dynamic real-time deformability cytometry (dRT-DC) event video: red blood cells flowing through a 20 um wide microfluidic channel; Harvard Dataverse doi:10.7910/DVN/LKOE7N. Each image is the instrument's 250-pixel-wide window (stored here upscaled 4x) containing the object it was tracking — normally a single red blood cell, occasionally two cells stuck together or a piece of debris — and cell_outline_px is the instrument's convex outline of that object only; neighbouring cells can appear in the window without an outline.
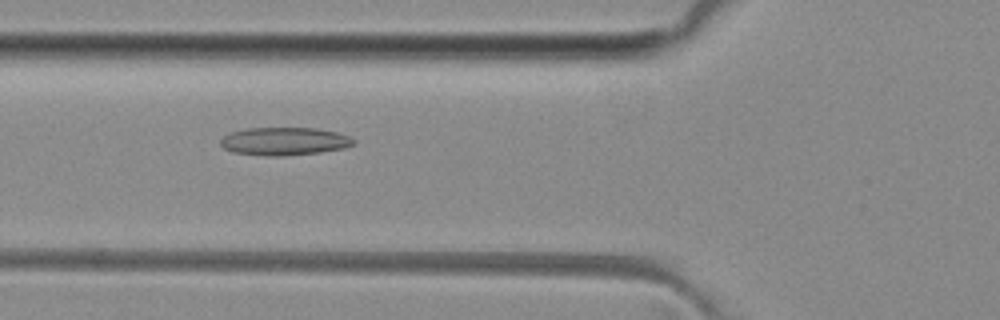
{"species": "common noctule bat (a hibernating species)", "species_latin": "Nyctalus noctula", "temperature_condition": "room temperature", "stored_images_in_passage": 39, "camera_frame_rate_fps": 3000, "um_per_image_px": 0.085, "animal": {"sex": "female", "body_mass_g": 29.2, "forearm_length_mm": 56.3}, "frame": {"image": 1, "passage_image": 7, "time_ms": 2.0, "image_size_px": [1000, 320], "cell_outline_px": [[356, 144], [344, 148], [320, 152], [284, 156], [268, 156], [232, 152], [224, 148], [220, 144], [220, 140], [228, 132], [244, 128], [316, 128], [336, 132], [348, 136], [356, 140]], "centroid_in_image_um": [24.15, 12.0], "position_along_channel_um": 101.6, "area_um2": 21.85}}
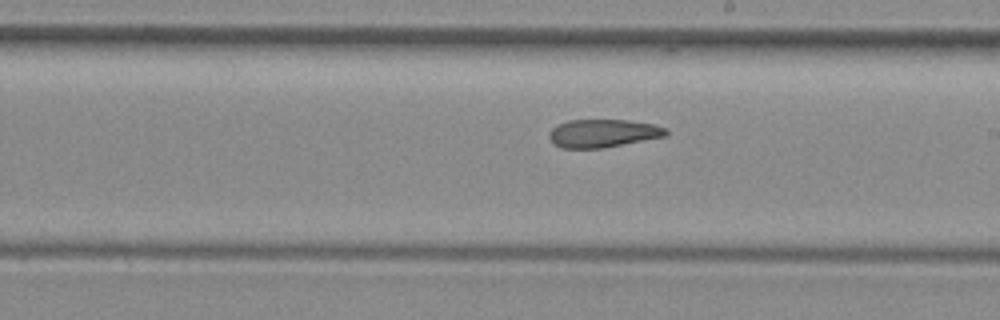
{"frame": {"image": 2, "passage_image": 17, "time_ms": 5.333, "image_size_px": [1000, 320], "cell_outline_px": [[668, 136], [600, 148], [560, 148], [552, 144], [548, 136], [548, 132], [556, 124], [568, 120], [628, 120], [652, 124], [668, 128]], "centroid_in_image_um": [51.22, 11.33], "position_along_channel_um": 237.8, "area_um2": 19.31}}
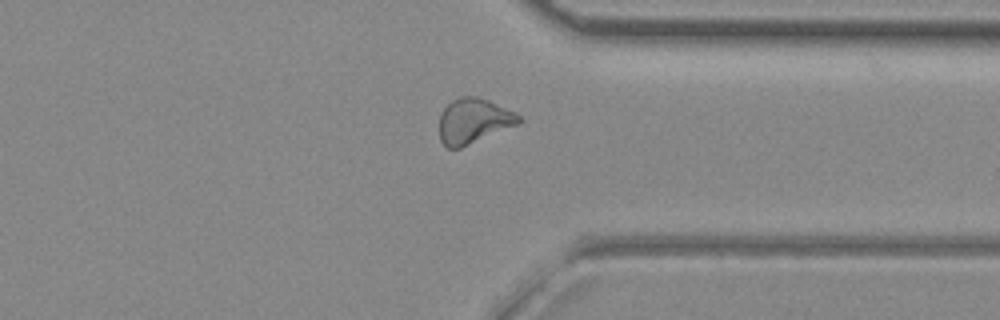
{"frame": {"image": 3, "passage_image": 27, "time_ms": 8.667, "image_size_px": [1000, 320], "cell_outline_px": [[524, 120], [520, 124], [460, 148], [448, 148], [440, 140], [440, 116], [444, 108], [452, 100], [460, 96], [476, 96], [488, 100], [516, 112]], "centroid_in_image_um": [40.29, 10.27], "position_along_channel_um": 371.1, "area_um2": 20.98}, "authors_computed_cell_mechanics": {"area_um2": 20.1144, "velocity_mm_per_s": 4.0865, "shape_relaxation_time_tau1_ms": null, "shape_relaxation_time_tau2_ms": 6.5226, "deformation_change_tau1": null, "deformation_change_tau2": 0.1683}}